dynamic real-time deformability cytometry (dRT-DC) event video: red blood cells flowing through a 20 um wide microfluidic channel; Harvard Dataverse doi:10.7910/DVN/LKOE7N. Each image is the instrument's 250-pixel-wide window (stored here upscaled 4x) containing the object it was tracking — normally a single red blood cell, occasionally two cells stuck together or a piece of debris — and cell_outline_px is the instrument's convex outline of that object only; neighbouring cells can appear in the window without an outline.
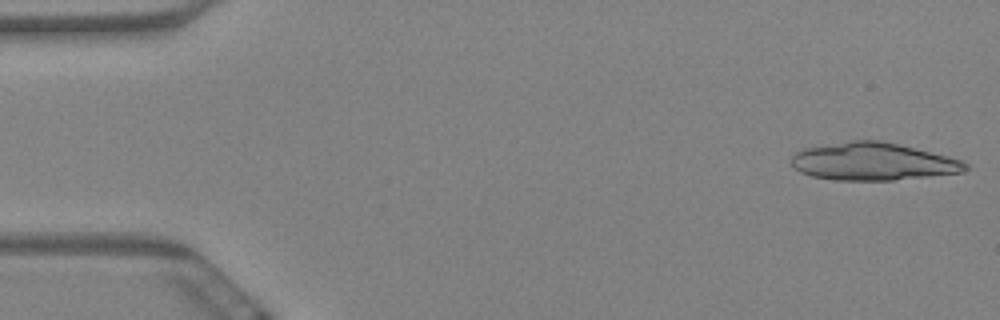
{"species": "Egyptian fruit bat (a non-hibernating species)", "species_latin": "Rousettus aegyptiacus", "temperature_condition": "warm", "stored_images_in_passage": 23, "camera_frame_rate_fps": 3000, "um_per_image_px": 0.085, "animal": {"sex": "female"}, "frame": {"image": 1, "passage_image": 1, "time_ms": 0.0, "image_size_px": [1000, 320], "cell_outline_px": [[968, 168], [964, 172], [892, 180], [836, 180], [812, 176], [800, 172], [792, 168], [792, 156], [796, 152], [804, 148], [852, 140], [880, 140], [900, 144], [948, 156], [960, 160], [968, 164]], "centroid_in_image_um": [74.19, 13.73], "position_along_channel_um": 10.8, "area_um2": 38.09}}
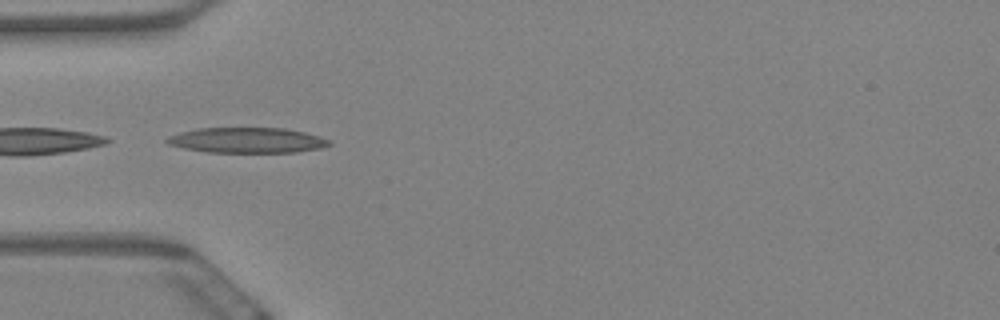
{"frame": {"image": 2, "passage_image": 18, "time_ms": 5.667, "image_size_px": [1000, 320], "cell_outline_px": [[332, 144], [320, 148], [296, 152], [208, 152], [184, 148], [168, 144], [164, 140], [168, 136], [180, 132], [196, 128], [284, 128], [304, 132], [320, 136], [332, 140]], "centroid_in_image_um": [21.01, 11.91], "position_along_channel_um": 64.0, "area_um2": 24.04}}